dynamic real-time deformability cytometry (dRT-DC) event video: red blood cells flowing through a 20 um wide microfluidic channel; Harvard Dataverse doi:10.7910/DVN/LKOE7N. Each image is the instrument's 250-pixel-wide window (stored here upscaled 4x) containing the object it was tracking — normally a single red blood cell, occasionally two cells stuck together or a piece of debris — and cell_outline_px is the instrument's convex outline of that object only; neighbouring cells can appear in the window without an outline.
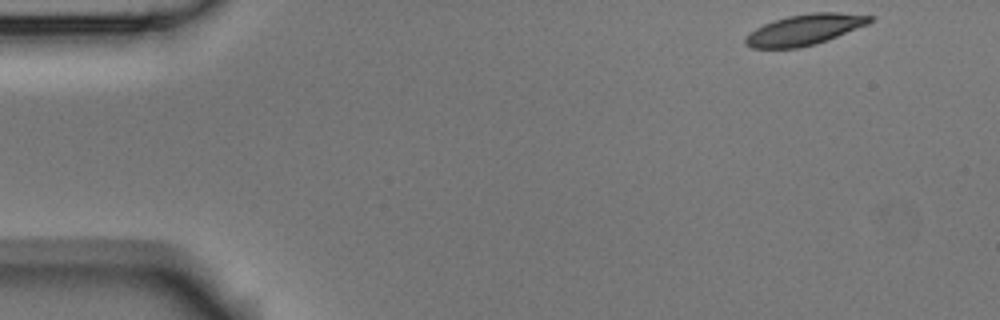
{"species": "Egyptian fruit bat (a non-hibernating species)", "species_latin": "Rousettus aegyptiacus", "temperature_condition": "room temperature", "stored_images_in_passage": 50, "camera_frame_rate_fps": 3000, "um_per_image_px": 0.085, "animal": {"sex": "male"}, "frame": {"image": 1, "passage_image": 1, "time_ms": 0.0, "image_size_px": [1000, 320], "cell_outline_px": [[872, 20], [868, 24], [828, 40], [816, 44], [800, 48], [752, 48], [744, 44], [744, 40], [756, 28], [764, 24], [788, 16], [812, 12], [836, 12], [872, 16]], "centroid_in_image_um": [68.4, 2.53], "position_along_channel_um": 16.6, "area_um2": 22.08}}
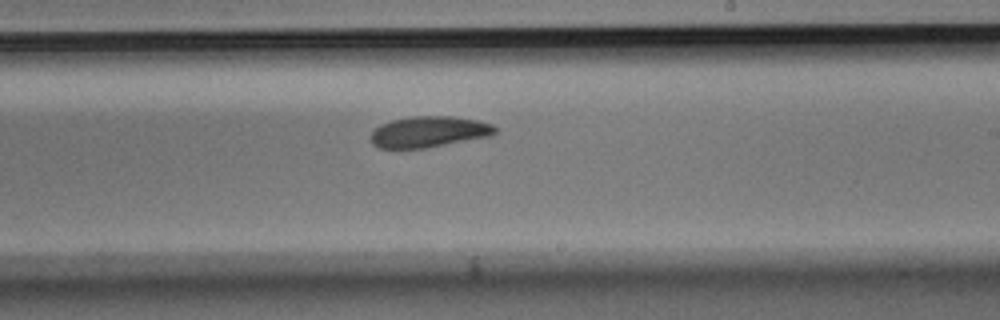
{"frame": {"image": 2, "passage_image": 28, "time_ms": 9.0, "image_size_px": [1000, 320], "cell_outline_px": [[496, 132], [492, 136], [424, 148], [376, 148], [372, 144], [372, 132], [380, 124], [392, 120], [412, 116], [452, 116], [476, 120], [492, 124], [496, 128]], "centroid_in_image_um": [36.46, 11.2], "position_along_channel_um": 252.5, "area_um2": 22.43}}
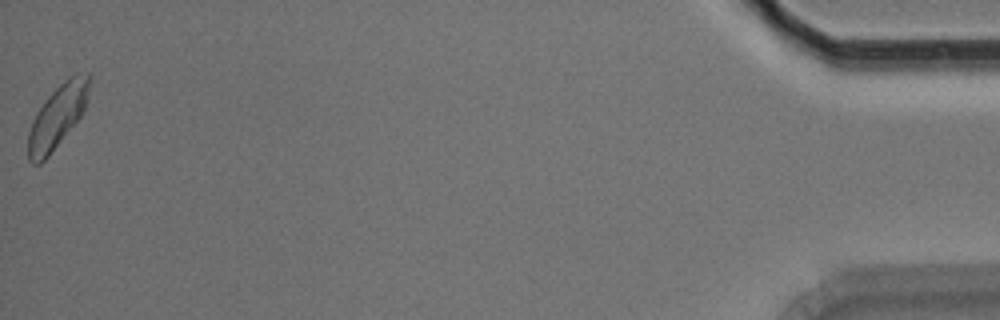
{"frame": {"image": 3, "passage_image": 50, "time_ms": 16.333, "image_size_px": [1000, 320], "cell_outline_px": [[92, 76], [84, 108], [80, 116], [48, 156], [40, 164], [32, 164], [28, 160], [28, 132], [32, 120], [36, 112], [48, 96], [68, 76], [76, 72], [88, 72]], "centroid_in_image_um": [4.88, 9.85], "position_along_channel_um": 430.3, "area_um2": 22.31}, "authors_computed_cell_mechanics": {"area_um2": 22.5998, "velocity_mm_per_s": 3.7356, "shape_relaxation_time_tau1_ms": 4.5692, "shape_relaxation_time_tau2_ms": null, "deformation_change_tau1": 0.1128, "deformation_change_tau2": null}}